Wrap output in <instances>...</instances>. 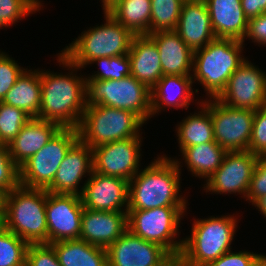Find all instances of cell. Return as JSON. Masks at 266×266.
<instances>
[{
	"instance_id": "f546056e",
	"label": "cell",
	"mask_w": 266,
	"mask_h": 266,
	"mask_svg": "<svg viewBox=\"0 0 266 266\" xmlns=\"http://www.w3.org/2000/svg\"><path fill=\"white\" fill-rule=\"evenodd\" d=\"M198 104H201V111L190 114L176 125L180 151L185 147L215 141L210 110L202 102Z\"/></svg>"
},
{
	"instance_id": "277c9868",
	"label": "cell",
	"mask_w": 266,
	"mask_h": 266,
	"mask_svg": "<svg viewBox=\"0 0 266 266\" xmlns=\"http://www.w3.org/2000/svg\"><path fill=\"white\" fill-rule=\"evenodd\" d=\"M47 191L19 185L6 194L4 227L28 244L48 243Z\"/></svg>"
},
{
	"instance_id": "d6986e66",
	"label": "cell",
	"mask_w": 266,
	"mask_h": 266,
	"mask_svg": "<svg viewBox=\"0 0 266 266\" xmlns=\"http://www.w3.org/2000/svg\"><path fill=\"white\" fill-rule=\"evenodd\" d=\"M128 229L127 212L83 210L80 240L107 249Z\"/></svg>"
},
{
	"instance_id": "3957f363",
	"label": "cell",
	"mask_w": 266,
	"mask_h": 266,
	"mask_svg": "<svg viewBox=\"0 0 266 266\" xmlns=\"http://www.w3.org/2000/svg\"><path fill=\"white\" fill-rule=\"evenodd\" d=\"M243 42L216 38L193 54V83L199 81L208 98H217L225 89L229 78L246 60L241 55Z\"/></svg>"
},
{
	"instance_id": "603a6c76",
	"label": "cell",
	"mask_w": 266,
	"mask_h": 266,
	"mask_svg": "<svg viewBox=\"0 0 266 266\" xmlns=\"http://www.w3.org/2000/svg\"><path fill=\"white\" fill-rule=\"evenodd\" d=\"M61 128L58 123L31 118L8 145L11 158L20 167L44 147Z\"/></svg>"
},
{
	"instance_id": "44dd1931",
	"label": "cell",
	"mask_w": 266,
	"mask_h": 266,
	"mask_svg": "<svg viewBox=\"0 0 266 266\" xmlns=\"http://www.w3.org/2000/svg\"><path fill=\"white\" fill-rule=\"evenodd\" d=\"M148 36L158 49L163 75L192 76L194 52L175 30L157 31Z\"/></svg>"
},
{
	"instance_id": "ee69618b",
	"label": "cell",
	"mask_w": 266,
	"mask_h": 266,
	"mask_svg": "<svg viewBox=\"0 0 266 266\" xmlns=\"http://www.w3.org/2000/svg\"><path fill=\"white\" fill-rule=\"evenodd\" d=\"M252 205L266 218V195L258 198Z\"/></svg>"
},
{
	"instance_id": "ab89813d",
	"label": "cell",
	"mask_w": 266,
	"mask_h": 266,
	"mask_svg": "<svg viewBox=\"0 0 266 266\" xmlns=\"http://www.w3.org/2000/svg\"><path fill=\"white\" fill-rule=\"evenodd\" d=\"M266 195V157H259L250 180L246 200L254 203Z\"/></svg>"
},
{
	"instance_id": "e0dca14e",
	"label": "cell",
	"mask_w": 266,
	"mask_h": 266,
	"mask_svg": "<svg viewBox=\"0 0 266 266\" xmlns=\"http://www.w3.org/2000/svg\"><path fill=\"white\" fill-rule=\"evenodd\" d=\"M83 207L93 211L127 212L129 181L92 171L81 187Z\"/></svg>"
},
{
	"instance_id": "7a4b0ae2",
	"label": "cell",
	"mask_w": 266,
	"mask_h": 266,
	"mask_svg": "<svg viewBox=\"0 0 266 266\" xmlns=\"http://www.w3.org/2000/svg\"><path fill=\"white\" fill-rule=\"evenodd\" d=\"M158 156L129 181L128 210H147L158 207H187L179 193L182 162Z\"/></svg>"
},
{
	"instance_id": "9a60e30c",
	"label": "cell",
	"mask_w": 266,
	"mask_h": 266,
	"mask_svg": "<svg viewBox=\"0 0 266 266\" xmlns=\"http://www.w3.org/2000/svg\"><path fill=\"white\" fill-rule=\"evenodd\" d=\"M106 251L108 266H171L176 261L165 248L128 229Z\"/></svg>"
},
{
	"instance_id": "7dc6e473",
	"label": "cell",
	"mask_w": 266,
	"mask_h": 266,
	"mask_svg": "<svg viewBox=\"0 0 266 266\" xmlns=\"http://www.w3.org/2000/svg\"><path fill=\"white\" fill-rule=\"evenodd\" d=\"M5 229L4 227V215L0 214V233Z\"/></svg>"
},
{
	"instance_id": "30bf717a",
	"label": "cell",
	"mask_w": 266,
	"mask_h": 266,
	"mask_svg": "<svg viewBox=\"0 0 266 266\" xmlns=\"http://www.w3.org/2000/svg\"><path fill=\"white\" fill-rule=\"evenodd\" d=\"M78 140L76 128H61L54 137L20 167V185L47 189L70 147Z\"/></svg>"
},
{
	"instance_id": "b9f144b4",
	"label": "cell",
	"mask_w": 266,
	"mask_h": 266,
	"mask_svg": "<svg viewBox=\"0 0 266 266\" xmlns=\"http://www.w3.org/2000/svg\"><path fill=\"white\" fill-rule=\"evenodd\" d=\"M247 38L256 44L266 46V12L248 19L247 32L242 42L244 43Z\"/></svg>"
},
{
	"instance_id": "4dcf8cb0",
	"label": "cell",
	"mask_w": 266,
	"mask_h": 266,
	"mask_svg": "<svg viewBox=\"0 0 266 266\" xmlns=\"http://www.w3.org/2000/svg\"><path fill=\"white\" fill-rule=\"evenodd\" d=\"M185 0H151L149 34L175 30Z\"/></svg>"
},
{
	"instance_id": "d6a6232c",
	"label": "cell",
	"mask_w": 266,
	"mask_h": 266,
	"mask_svg": "<svg viewBox=\"0 0 266 266\" xmlns=\"http://www.w3.org/2000/svg\"><path fill=\"white\" fill-rule=\"evenodd\" d=\"M25 111L0 101V141L9 145L24 125L31 119Z\"/></svg>"
},
{
	"instance_id": "74e56055",
	"label": "cell",
	"mask_w": 266,
	"mask_h": 266,
	"mask_svg": "<svg viewBox=\"0 0 266 266\" xmlns=\"http://www.w3.org/2000/svg\"><path fill=\"white\" fill-rule=\"evenodd\" d=\"M26 266H61L51 244H29L26 252Z\"/></svg>"
},
{
	"instance_id": "836d02e7",
	"label": "cell",
	"mask_w": 266,
	"mask_h": 266,
	"mask_svg": "<svg viewBox=\"0 0 266 266\" xmlns=\"http://www.w3.org/2000/svg\"><path fill=\"white\" fill-rule=\"evenodd\" d=\"M97 63L100 70L91 76H86V80H121L131 75V61L127 55L114 57H99L90 62Z\"/></svg>"
},
{
	"instance_id": "ffe728a7",
	"label": "cell",
	"mask_w": 266,
	"mask_h": 266,
	"mask_svg": "<svg viewBox=\"0 0 266 266\" xmlns=\"http://www.w3.org/2000/svg\"><path fill=\"white\" fill-rule=\"evenodd\" d=\"M175 31L194 52L216 39L204 0H185Z\"/></svg>"
},
{
	"instance_id": "d4e9b609",
	"label": "cell",
	"mask_w": 266,
	"mask_h": 266,
	"mask_svg": "<svg viewBox=\"0 0 266 266\" xmlns=\"http://www.w3.org/2000/svg\"><path fill=\"white\" fill-rule=\"evenodd\" d=\"M128 56L131 61V76L150 89L163 76L158 49L148 35L133 37Z\"/></svg>"
},
{
	"instance_id": "4fadbf2b",
	"label": "cell",
	"mask_w": 266,
	"mask_h": 266,
	"mask_svg": "<svg viewBox=\"0 0 266 266\" xmlns=\"http://www.w3.org/2000/svg\"><path fill=\"white\" fill-rule=\"evenodd\" d=\"M141 142L133 137L92 148L93 171L130 181L140 171Z\"/></svg>"
},
{
	"instance_id": "f6af8a7d",
	"label": "cell",
	"mask_w": 266,
	"mask_h": 266,
	"mask_svg": "<svg viewBox=\"0 0 266 266\" xmlns=\"http://www.w3.org/2000/svg\"><path fill=\"white\" fill-rule=\"evenodd\" d=\"M6 194L7 193L0 188V214L4 213Z\"/></svg>"
},
{
	"instance_id": "2e32d148",
	"label": "cell",
	"mask_w": 266,
	"mask_h": 266,
	"mask_svg": "<svg viewBox=\"0 0 266 266\" xmlns=\"http://www.w3.org/2000/svg\"><path fill=\"white\" fill-rule=\"evenodd\" d=\"M83 210L80 196L47 191L48 244L79 239Z\"/></svg>"
},
{
	"instance_id": "60d3db41",
	"label": "cell",
	"mask_w": 266,
	"mask_h": 266,
	"mask_svg": "<svg viewBox=\"0 0 266 266\" xmlns=\"http://www.w3.org/2000/svg\"><path fill=\"white\" fill-rule=\"evenodd\" d=\"M262 254L232 250L221 255L217 260L210 262L207 266H255Z\"/></svg>"
},
{
	"instance_id": "ac0fdd59",
	"label": "cell",
	"mask_w": 266,
	"mask_h": 266,
	"mask_svg": "<svg viewBox=\"0 0 266 266\" xmlns=\"http://www.w3.org/2000/svg\"><path fill=\"white\" fill-rule=\"evenodd\" d=\"M93 171L92 148L79 139L70 147L61 162L52 184L46 189L57 194L80 196L83 190L78 185L82 178Z\"/></svg>"
},
{
	"instance_id": "7bdbcfd3",
	"label": "cell",
	"mask_w": 266,
	"mask_h": 266,
	"mask_svg": "<svg viewBox=\"0 0 266 266\" xmlns=\"http://www.w3.org/2000/svg\"><path fill=\"white\" fill-rule=\"evenodd\" d=\"M245 16L250 19L266 12V0H241Z\"/></svg>"
},
{
	"instance_id": "83f0119b",
	"label": "cell",
	"mask_w": 266,
	"mask_h": 266,
	"mask_svg": "<svg viewBox=\"0 0 266 266\" xmlns=\"http://www.w3.org/2000/svg\"><path fill=\"white\" fill-rule=\"evenodd\" d=\"M61 266H108L105 248L84 240H66L51 243Z\"/></svg>"
},
{
	"instance_id": "681fc988",
	"label": "cell",
	"mask_w": 266,
	"mask_h": 266,
	"mask_svg": "<svg viewBox=\"0 0 266 266\" xmlns=\"http://www.w3.org/2000/svg\"><path fill=\"white\" fill-rule=\"evenodd\" d=\"M262 109L266 112V104L262 107Z\"/></svg>"
},
{
	"instance_id": "8992f818",
	"label": "cell",
	"mask_w": 266,
	"mask_h": 266,
	"mask_svg": "<svg viewBox=\"0 0 266 266\" xmlns=\"http://www.w3.org/2000/svg\"><path fill=\"white\" fill-rule=\"evenodd\" d=\"M102 9L106 20L104 25L90 27L60 51L67 60L79 68H85L99 57H114L129 53L135 35L103 7Z\"/></svg>"
},
{
	"instance_id": "7402d4cb",
	"label": "cell",
	"mask_w": 266,
	"mask_h": 266,
	"mask_svg": "<svg viewBox=\"0 0 266 266\" xmlns=\"http://www.w3.org/2000/svg\"><path fill=\"white\" fill-rule=\"evenodd\" d=\"M210 15L216 38L243 41L247 32L248 18L241 0H204Z\"/></svg>"
},
{
	"instance_id": "f1b7e54d",
	"label": "cell",
	"mask_w": 266,
	"mask_h": 266,
	"mask_svg": "<svg viewBox=\"0 0 266 266\" xmlns=\"http://www.w3.org/2000/svg\"><path fill=\"white\" fill-rule=\"evenodd\" d=\"M227 151L215 141L185 147L181 150L182 159L188 171L206 181L221 166Z\"/></svg>"
},
{
	"instance_id": "8fae6325",
	"label": "cell",
	"mask_w": 266,
	"mask_h": 266,
	"mask_svg": "<svg viewBox=\"0 0 266 266\" xmlns=\"http://www.w3.org/2000/svg\"><path fill=\"white\" fill-rule=\"evenodd\" d=\"M207 99L201 102L210 110L215 142L226 151H249L255 111L232 108L216 98Z\"/></svg>"
},
{
	"instance_id": "9c48e42d",
	"label": "cell",
	"mask_w": 266,
	"mask_h": 266,
	"mask_svg": "<svg viewBox=\"0 0 266 266\" xmlns=\"http://www.w3.org/2000/svg\"><path fill=\"white\" fill-rule=\"evenodd\" d=\"M186 210L187 207L127 210L128 230L146 241L165 248L177 260L182 251L183 239L176 238Z\"/></svg>"
},
{
	"instance_id": "1f68e13d",
	"label": "cell",
	"mask_w": 266,
	"mask_h": 266,
	"mask_svg": "<svg viewBox=\"0 0 266 266\" xmlns=\"http://www.w3.org/2000/svg\"><path fill=\"white\" fill-rule=\"evenodd\" d=\"M29 244L9 230L0 233V266H26Z\"/></svg>"
},
{
	"instance_id": "d590c367",
	"label": "cell",
	"mask_w": 266,
	"mask_h": 266,
	"mask_svg": "<svg viewBox=\"0 0 266 266\" xmlns=\"http://www.w3.org/2000/svg\"><path fill=\"white\" fill-rule=\"evenodd\" d=\"M20 185V169L10 156L7 145H0V188L6 193Z\"/></svg>"
},
{
	"instance_id": "c3c4849f",
	"label": "cell",
	"mask_w": 266,
	"mask_h": 266,
	"mask_svg": "<svg viewBox=\"0 0 266 266\" xmlns=\"http://www.w3.org/2000/svg\"><path fill=\"white\" fill-rule=\"evenodd\" d=\"M171 266H180L179 262L176 260Z\"/></svg>"
},
{
	"instance_id": "4316f807",
	"label": "cell",
	"mask_w": 266,
	"mask_h": 266,
	"mask_svg": "<svg viewBox=\"0 0 266 266\" xmlns=\"http://www.w3.org/2000/svg\"><path fill=\"white\" fill-rule=\"evenodd\" d=\"M1 102L22 109L32 118H38L41 104L40 70L26 68Z\"/></svg>"
},
{
	"instance_id": "f35d334b",
	"label": "cell",
	"mask_w": 266,
	"mask_h": 266,
	"mask_svg": "<svg viewBox=\"0 0 266 266\" xmlns=\"http://www.w3.org/2000/svg\"><path fill=\"white\" fill-rule=\"evenodd\" d=\"M249 151L258 157H266V112L262 108L255 111Z\"/></svg>"
},
{
	"instance_id": "52a82bcc",
	"label": "cell",
	"mask_w": 266,
	"mask_h": 266,
	"mask_svg": "<svg viewBox=\"0 0 266 266\" xmlns=\"http://www.w3.org/2000/svg\"><path fill=\"white\" fill-rule=\"evenodd\" d=\"M144 122L133 112L104 105L86 106L76 127L78 139L91 148L110 142L141 137Z\"/></svg>"
},
{
	"instance_id": "bcb514c9",
	"label": "cell",
	"mask_w": 266,
	"mask_h": 266,
	"mask_svg": "<svg viewBox=\"0 0 266 266\" xmlns=\"http://www.w3.org/2000/svg\"><path fill=\"white\" fill-rule=\"evenodd\" d=\"M255 266H266V255H261L255 263Z\"/></svg>"
},
{
	"instance_id": "cb8c5ba5",
	"label": "cell",
	"mask_w": 266,
	"mask_h": 266,
	"mask_svg": "<svg viewBox=\"0 0 266 266\" xmlns=\"http://www.w3.org/2000/svg\"><path fill=\"white\" fill-rule=\"evenodd\" d=\"M192 76L163 75L151 88V117L167 107L187 109L193 98Z\"/></svg>"
},
{
	"instance_id": "7c38bea8",
	"label": "cell",
	"mask_w": 266,
	"mask_h": 266,
	"mask_svg": "<svg viewBox=\"0 0 266 266\" xmlns=\"http://www.w3.org/2000/svg\"><path fill=\"white\" fill-rule=\"evenodd\" d=\"M216 99L236 109H261L266 104L265 72L246 59Z\"/></svg>"
},
{
	"instance_id": "e575fe53",
	"label": "cell",
	"mask_w": 266,
	"mask_h": 266,
	"mask_svg": "<svg viewBox=\"0 0 266 266\" xmlns=\"http://www.w3.org/2000/svg\"><path fill=\"white\" fill-rule=\"evenodd\" d=\"M42 4L40 0H0V29L39 11Z\"/></svg>"
},
{
	"instance_id": "484cf974",
	"label": "cell",
	"mask_w": 266,
	"mask_h": 266,
	"mask_svg": "<svg viewBox=\"0 0 266 266\" xmlns=\"http://www.w3.org/2000/svg\"><path fill=\"white\" fill-rule=\"evenodd\" d=\"M102 7L134 35H148L151 0H107Z\"/></svg>"
},
{
	"instance_id": "8d00e7d4",
	"label": "cell",
	"mask_w": 266,
	"mask_h": 266,
	"mask_svg": "<svg viewBox=\"0 0 266 266\" xmlns=\"http://www.w3.org/2000/svg\"><path fill=\"white\" fill-rule=\"evenodd\" d=\"M24 70L12 57L0 51V101L4 99Z\"/></svg>"
},
{
	"instance_id": "6da1fadb",
	"label": "cell",
	"mask_w": 266,
	"mask_h": 266,
	"mask_svg": "<svg viewBox=\"0 0 266 266\" xmlns=\"http://www.w3.org/2000/svg\"><path fill=\"white\" fill-rule=\"evenodd\" d=\"M56 60L69 73L63 75L62 72L57 74L40 70L41 104L38 118L58 123L62 128H76L87 106L86 77L76 76L73 71L81 68L61 53L57 54Z\"/></svg>"
},
{
	"instance_id": "5bb4252c",
	"label": "cell",
	"mask_w": 266,
	"mask_h": 266,
	"mask_svg": "<svg viewBox=\"0 0 266 266\" xmlns=\"http://www.w3.org/2000/svg\"><path fill=\"white\" fill-rule=\"evenodd\" d=\"M258 159L250 151H227L221 166L205 182L203 190L215 194L238 193L246 199Z\"/></svg>"
},
{
	"instance_id": "ba28073f",
	"label": "cell",
	"mask_w": 266,
	"mask_h": 266,
	"mask_svg": "<svg viewBox=\"0 0 266 266\" xmlns=\"http://www.w3.org/2000/svg\"><path fill=\"white\" fill-rule=\"evenodd\" d=\"M87 106L128 110L145 124L151 119V89L133 76L121 80H86Z\"/></svg>"
},
{
	"instance_id": "5b68a950",
	"label": "cell",
	"mask_w": 266,
	"mask_h": 266,
	"mask_svg": "<svg viewBox=\"0 0 266 266\" xmlns=\"http://www.w3.org/2000/svg\"><path fill=\"white\" fill-rule=\"evenodd\" d=\"M233 215L195 219L191 235L183 239L180 266H207L230 251L239 220Z\"/></svg>"
}]
</instances>
